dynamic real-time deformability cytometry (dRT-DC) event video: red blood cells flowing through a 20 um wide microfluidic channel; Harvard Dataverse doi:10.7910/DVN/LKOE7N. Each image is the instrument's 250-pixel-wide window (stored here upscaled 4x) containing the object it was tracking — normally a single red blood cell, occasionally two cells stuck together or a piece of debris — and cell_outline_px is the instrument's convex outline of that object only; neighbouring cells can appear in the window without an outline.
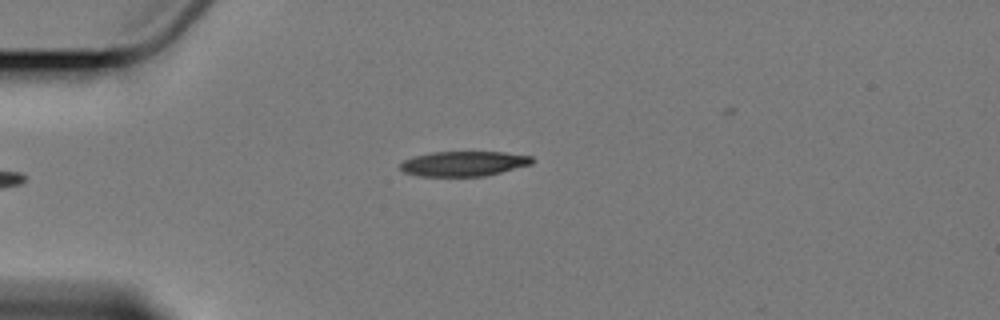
{"species": "Egyptian fruit bat (a non-hibernating species)", "species_latin": "Rousettus aegyptiacus", "temperature_condition": "cold", "stored_images_in_passage": 4, "camera_frame_rate_fps": 3000, "um_per_image_px": 0.085, "animal": {"sex": "female"}, "frame": {"image": 1, "passage_image": 4, "time_ms": 4.0, "image_size_px": [1000, 320], "cell_outline_px": [[536, 160], [532, 164], [484, 176], [416, 176], [404, 172], [400, 168], [400, 164], [404, 160], [416, 156], [432, 152], [504, 152], [532, 156]], "centroid_in_image_um": [39.43, 13.91], "position_along_channel_um": 45.6, "area_um2": 19.13}}